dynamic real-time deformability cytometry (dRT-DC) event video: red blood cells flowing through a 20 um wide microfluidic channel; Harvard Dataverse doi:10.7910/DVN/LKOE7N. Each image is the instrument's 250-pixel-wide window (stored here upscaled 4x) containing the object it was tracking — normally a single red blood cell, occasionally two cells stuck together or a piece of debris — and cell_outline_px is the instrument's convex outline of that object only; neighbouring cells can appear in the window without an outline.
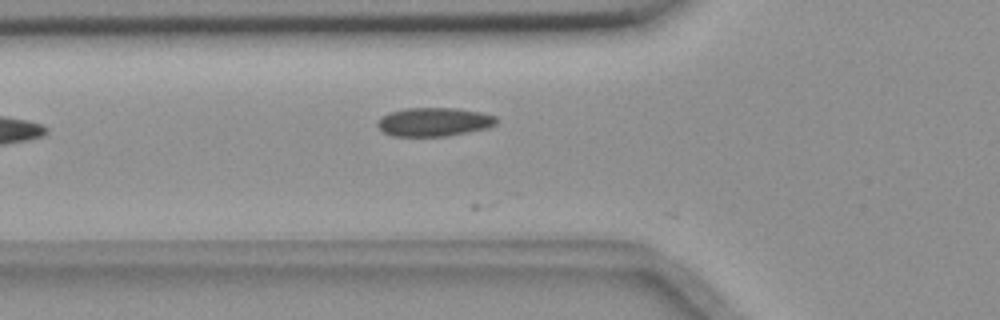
{"species": "common noctule bat (a hibernating species)", "species_latin": "Nyctalus noctula", "temperature_condition": "room temperature", "stored_images_in_passage": 5, "camera_frame_rate_fps": 3000, "um_per_image_px": 0.085, "animal": {"sex": "female", "body_mass_g": 18.4}, "frame": {"image": 1, "passage_image": 5, "time_ms": 1.333, "image_size_px": [1000, 320], "cell_outline_px": [[500, 120], [496, 124], [488, 128], [468, 132], [444, 136], [392, 136], [384, 132], [376, 124], [376, 120], [380, 116], [388, 112], [408, 108], [456, 108], [480, 112], [496, 116]], "centroid_in_image_um": [36.88, 10.36], "position_along_channel_um": 88.9, "area_um2": 20.06}}